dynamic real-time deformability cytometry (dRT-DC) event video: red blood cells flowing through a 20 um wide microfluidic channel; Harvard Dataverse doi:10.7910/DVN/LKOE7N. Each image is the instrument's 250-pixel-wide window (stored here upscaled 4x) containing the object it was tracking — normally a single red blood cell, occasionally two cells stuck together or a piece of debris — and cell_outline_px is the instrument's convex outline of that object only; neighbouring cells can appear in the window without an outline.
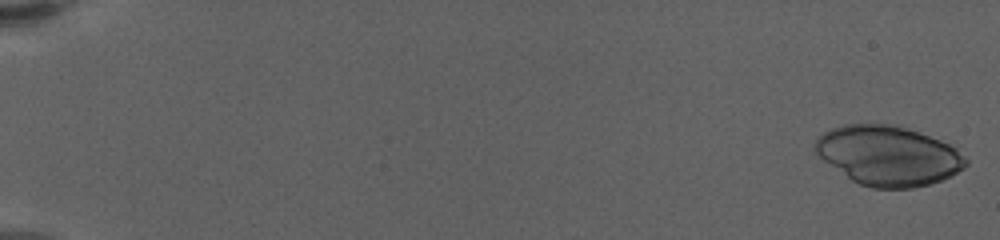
{"species": "human", "species_latin": "Homo sapiens", "temperature_condition": "warm", "stored_images_in_passage": 62, "camera_frame_rate_fps": 3000, "um_per_image_px": 0.085, "donor": {"sex": "female"}, "frame": {"image": 1, "passage_image": 1, "time_ms": 0.0, "image_size_px": [1000, 240], "cell_outline_px": [[968, 164], [964, 168], [932, 184], [912, 188], [872, 188], [860, 184], [852, 180], [824, 160], [812, 148], [816, 140], [824, 132], [832, 128], [844, 124], [896, 124], [960, 144], [968, 160]], "centroid_in_image_um": [75.61, 13.2], "position_along_channel_um": 9.4, "area_um2": 53.29}}
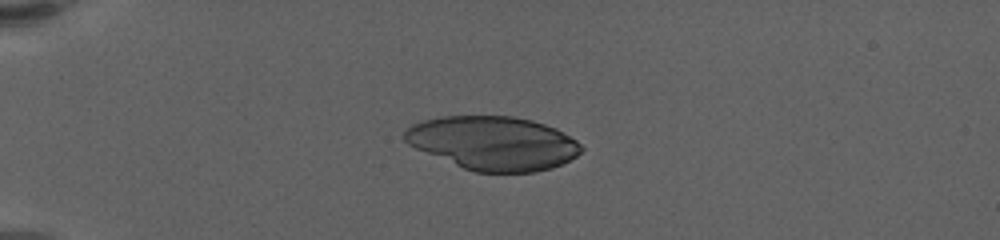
{"frame": {"image": 2, "passage_image": 17, "time_ms": 5.333, "image_size_px": [1000, 240], "cell_outline_px": [[584, 148], [576, 156], [552, 168], [536, 172], [476, 172], [464, 168], [416, 148], [408, 144], [404, 140], [404, 132], [412, 124], [424, 120], [444, 116], [512, 116], [532, 120], [556, 128], [576, 140]], "centroid_in_image_um": [41.93, 12.16], "position_along_channel_um": 43.1, "area_um2": 54.91}}